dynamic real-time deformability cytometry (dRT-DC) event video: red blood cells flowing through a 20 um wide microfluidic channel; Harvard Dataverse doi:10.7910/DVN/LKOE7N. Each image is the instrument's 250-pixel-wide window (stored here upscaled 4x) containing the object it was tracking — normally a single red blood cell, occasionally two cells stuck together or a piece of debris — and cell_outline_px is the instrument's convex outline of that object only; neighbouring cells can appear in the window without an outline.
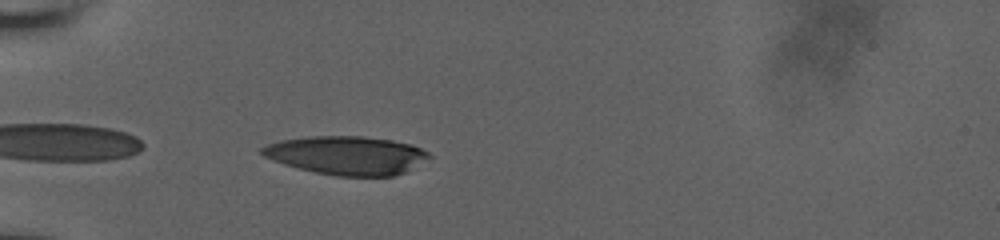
{"species": "human", "species_latin": "Homo sapiens", "temperature_condition": "room temperature", "stored_images_in_passage": 37, "camera_frame_rate_fps": 3000, "um_per_image_px": 0.085, "donor": {"sex": "male"}, "frame": {"image": 1, "passage_image": 2, "time_ms": 0.333, "image_size_px": [1000, 240], "cell_outline_px": [[432, 156], [404, 172], [392, 176], [336, 176], [316, 172], [284, 164], [264, 156], [260, 152], [260, 148], [268, 144], [280, 140], [308, 136], [364, 136], [392, 140], [412, 144], [428, 152]], "centroid_in_image_um": [29.46, 13.19], "position_along_channel_um": 55.5, "area_um2": 37.34}}
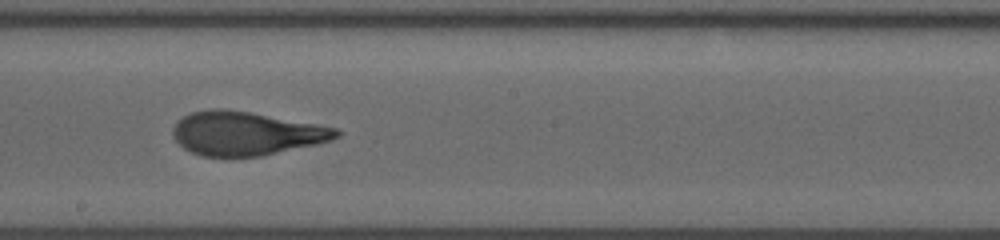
{"frame": {"image": 2, "passage_image": 17, "time_ms": 5.333, "image_size_px": [1000, 240], "cell_outline_px": [[344, 132], [340, 136], [332, 140], [316, 144], [260, 156], [200, 156], [184, 148], [172, 136], [172, 128], [184, 116], [192, 112], [212, 108], [224, 108], [248, 112], [316, 124], [336, 128]], "centroid_in_image_um": [20.91, 11.34], "position_along_channel_um": 227.3, "area_um2": 41.27}}
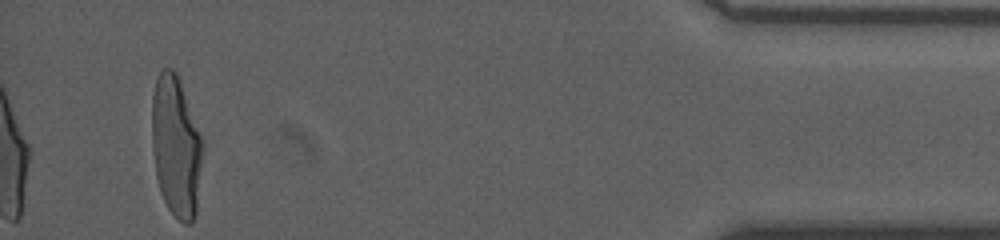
{"frame": {"image": 3, "passage_image": 37, "time_ms": 12.0, "image_size_px": [1000, 240], "cell_outline_px": [[204, 152], [196, 216], [192, 224], [184, 224], [168, 208], [160, 192], [156, 176], [152, 144], [152, 96], [156, 76], [164, 68], [172, 68], [176, 72], [200, 136], [204, 148]], "centroid_in_image_um": [14.96, 12.51], "position_along_channel_um": 420.2, "area_um2": 41.67}, "authors_computed_cell_mechanics": {"area_um2": 41.5582, "velocity_mm_per_s": 3.8342, "shape_relaxation_time_tau1_ms": 6.8752, "shape_relaxation_time_tau2_ms": 0.9393, "deformation_change_tau1": 0.2778, "deformation_change_tau2": 0.0927}}